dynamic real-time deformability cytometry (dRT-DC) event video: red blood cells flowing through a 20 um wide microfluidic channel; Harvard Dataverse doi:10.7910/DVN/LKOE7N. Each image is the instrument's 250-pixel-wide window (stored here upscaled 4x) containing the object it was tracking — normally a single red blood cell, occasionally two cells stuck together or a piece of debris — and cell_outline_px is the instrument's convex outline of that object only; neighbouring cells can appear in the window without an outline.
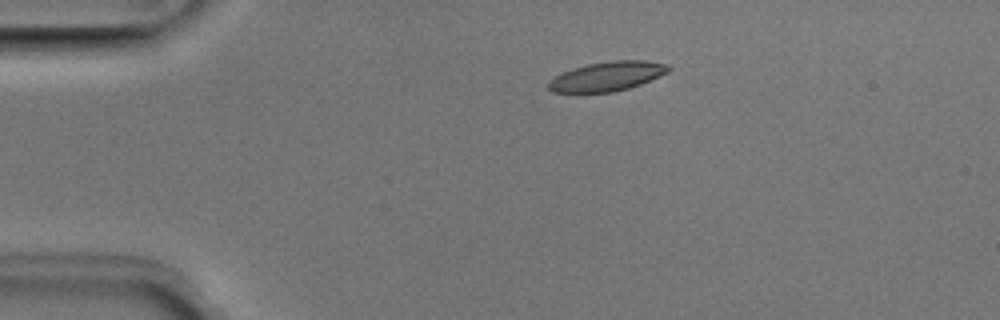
{"species": "Egyptian fruit bat (a non-hibernating species)", "species_latin": "Rousettus aegyptiacus", "temperature_condition": "room temperature", "stored_images_in_passage": 41, "camera_frame_rate_fps": 3000, "um_per_image_px": 0.085, "animal": {"sex": "male"}, "frame": {"image": 1, "passage_image": 1, "time_ms": 0.0, "image_size_px": [1000, 320], "cell_outline_px": [[672, 68], [668, 72], [660, 76], [640, 84], [628, 88], [612, 92], [552, 92], [548, 88], [548, 80], [572, 68], [588, 64], [612, 60], [644, 60], [668, 64]], "centroid_in_image_um": [51.63, 6.48], "position_along_channel_um": 33.4, "area_um2": 20.46}}
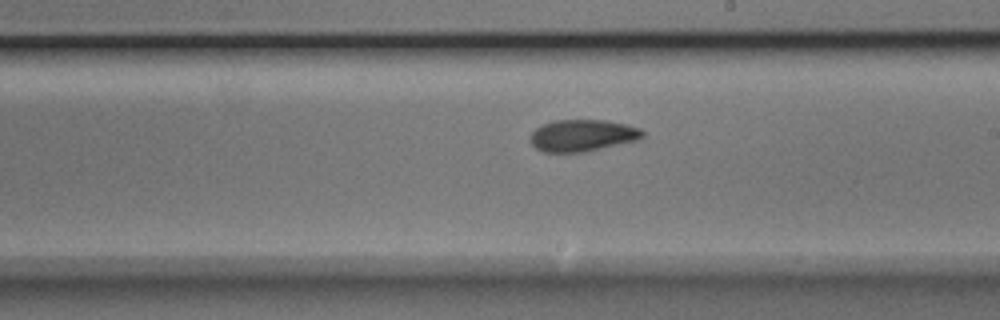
{"frame": {"image": 2, "passage_image": 20, "time_ms": 6.333, "image_size_px": [1000, 320], "cell_outline_px": [[644, 136], [640, 140], [584, 152], [544, 152], [536, 148], [532, 144], [528, 136], [540, 124], [552, 120], [604, 120], [624, 124], [640, 128], [644, 132]], "centroid_in_image_um": [49.49, 11.51], "position_along_channel_um": 239.5, "area_um2": 21.04}}
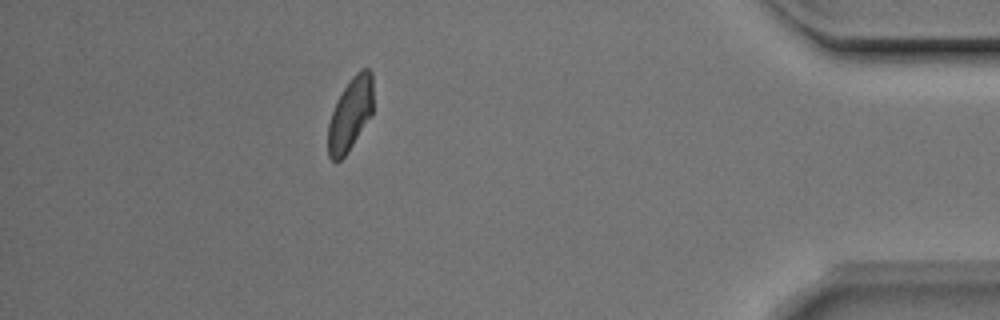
{"frame": {"image": 3, "passage_image": 36, "time_ms": 11.667, "image_size_px": [1000, 320], "cell_outline_px": [[372, 116], [344, 156], [336, 164], [328, 156], [328, 124], [332, 112], [344, 88], [352, 76], [360, 68], [368, 68], [372, 72]], "centroid_in_image_um": [29.78, 9.71], "position_along_channel_um": 405.4, "area_um2": 19.07}, "authors_computed_cell_mechanics": {"area_um2": 20.5768, "velocity_mm_per_s": 3.9792, "shape_relaxation_time_tau1_ms": 5.4199, "shape_relaxation_time_tau2_ms": 2.6278, "deformation_change_tau1": 0.1441, "deformation_change_tau2": 0.0783}}